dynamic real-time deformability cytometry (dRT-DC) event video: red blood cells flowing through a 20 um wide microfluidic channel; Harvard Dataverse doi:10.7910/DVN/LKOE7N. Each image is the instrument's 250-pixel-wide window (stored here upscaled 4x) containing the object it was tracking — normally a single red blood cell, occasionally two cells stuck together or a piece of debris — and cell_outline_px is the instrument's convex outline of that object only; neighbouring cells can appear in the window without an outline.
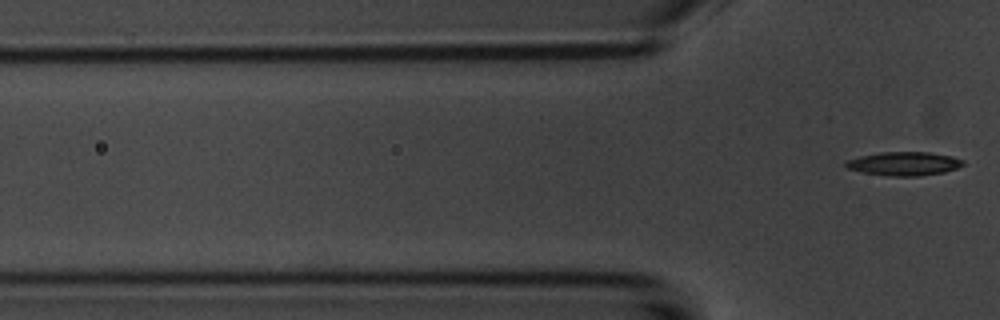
{"species": "common noctule bat (a hibernating species)", "species_latin": "Nyctalus noctula", "temperature_condition": "room temperature", "stored_images_in_passage": 6, "camera_frame_rate_fps": 3000, "um_per_image_px": 0.085, "animal": {"sex": "male", "body_mass_g": 20.1, "forearm_length_mm": 53.5}, "frame": {"image": 1, "passage_image": 6, "time_ms": 7.0, "image_size_px": [1000, 320], "cell_outline_px": [[964, 164], [956, 168], [944, 172], [916, 176], [888, 176], [860, 172], [844, 168], [844, 164], [848, 160], [860, 156], [880, 152], [928, 152], [952, 156], [964, 160]], "centroid_in_image_um": [76.8, 13.91], "position_along_channel_um": 49.0, "area_um2": 16.24}}